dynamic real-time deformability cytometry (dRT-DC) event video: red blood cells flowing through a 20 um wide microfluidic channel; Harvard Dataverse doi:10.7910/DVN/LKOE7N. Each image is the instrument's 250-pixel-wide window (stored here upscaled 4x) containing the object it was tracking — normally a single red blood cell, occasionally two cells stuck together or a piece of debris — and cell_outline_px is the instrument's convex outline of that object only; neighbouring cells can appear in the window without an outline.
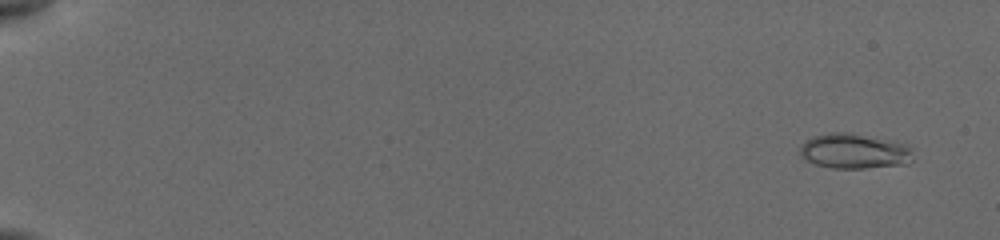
{"species": "common noctule bat (a hibernating species)", "species_latin": "Nyctalus noctula", "temperature_condition": "cold", "stored_images_in_passage": 23, "camera_frame_rate_fps": 3000, "um_per_image_px": 0.085, "animal": {"sex": "female", "body_mass_g": 19.5, "forearm_length_mm": 54.1}, "frame": {"image": 1, "passage_image": 3, "time_ms": 0.667, "image_size_px": [1000, 240], "cell_outline_px": [[912, 160], [908, 164], [864, 168], [832, 168], [816, 164], [808, 160], [800, 152], [800, 144], [804, 140], [812, 136], [828, 132], [844, 132], [892, 140], [908, 144], [912, 148]], "centroid_in_image_um": [72.64, 12.83], "position_along_channel_um": 12.4, "area_um2": 23.24}}
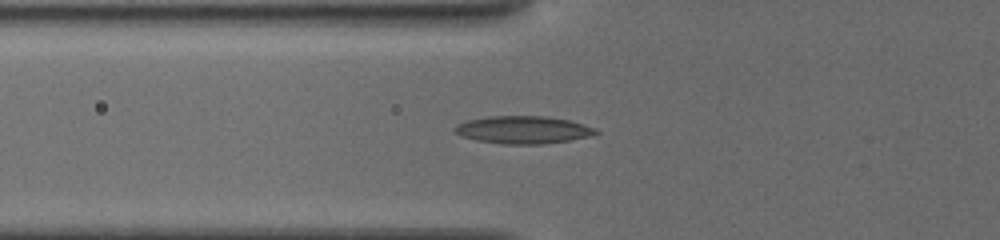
{"frame": {"image": 2, "passage_image": 18, "time_ms": 7.0, "image_size_px": [1000, 240], "cell_outline_px": [[600, 132], [592, 136], [568, 140], [540, 144], [504, 144], [476, 140], [460, 136], [456, 132], [456, 128], [460, 124], [468, 120], [488, 116], [544, 116], [568, 120], [596, 128]], "centroid_in_image_um": [44.5, 11.03], "position_along_channel_um": 81.3, "area_um2": 22.43}}
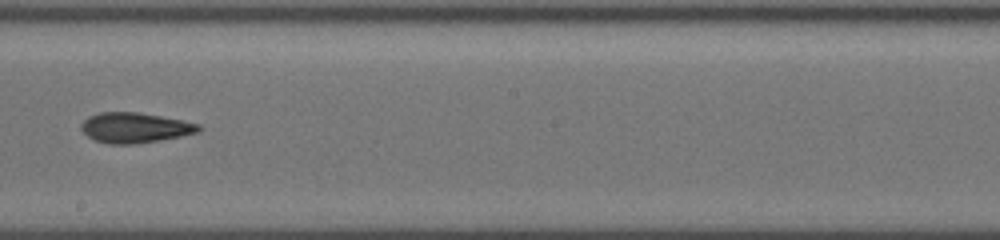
{"frame": {"image": 3, "passage_image": 23, "time_ms": 11.0, "image_size_px": [1000, 240], "cell_outline_px": [[204, 128], [196, 132], [180, 136], [136, 144], [108, 144], [92, 140], [80, 128], [80, 124], [88, 116], [100, 112], [136, 112], [184, 120], [200, 124]], "centroid_in_image_um": [11.44, 10.85], "position_along_channel_um": 236.8, "area_um2": 20.75}}